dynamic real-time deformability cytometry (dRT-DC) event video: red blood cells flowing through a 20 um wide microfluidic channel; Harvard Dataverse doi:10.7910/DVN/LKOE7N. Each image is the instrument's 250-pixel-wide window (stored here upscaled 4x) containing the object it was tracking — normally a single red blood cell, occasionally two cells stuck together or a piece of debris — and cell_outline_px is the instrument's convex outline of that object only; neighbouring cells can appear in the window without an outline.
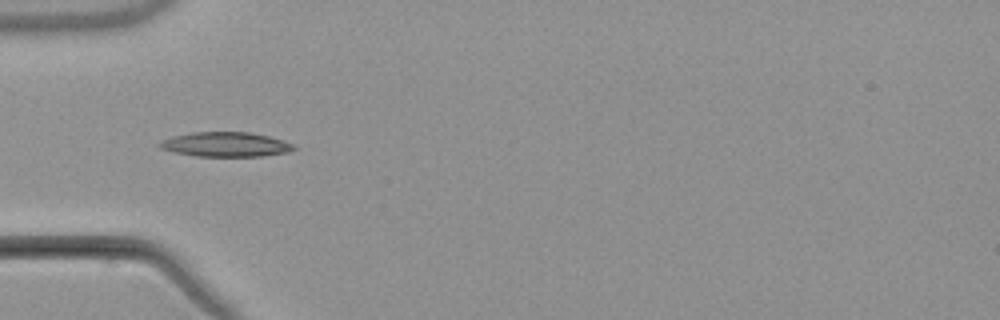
{"species": "common noctule bat (a hibernating species)", "species_latin": "Nyctalus noctula", "temperature_condition": "warm", "stored_images_in_passage": 6, "camera_frame_rate_fps": 3000, "um_per_image_px": 0.085, "animal": {"sex": "male", "body_mass_g": 21.5, "forearm_length_mm": 52.0}, "frame": {"image": 1, "passage_image": 5, "time_ms": 5.0, "image_size_px": [1000, 320], "cell_outline_px": [[296, 148], [288, 152], [264, 156], [196, 156], [176, 152], [160, 148], [156, 144], [160, 140], [172, 136], [192, 132], [248, 132], [268, 136], [292, 144]], "centroid_in_image_um": [19.12, 12.27], "position_along_channel_um": 65.9, "area_um2": 19.13}}
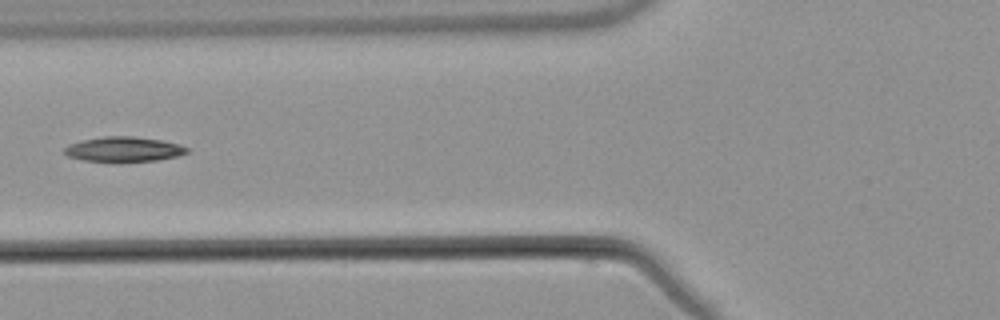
{"frame": {"image": 2, "passage_image": 6, "time_ms": 6.333, "image_size_px": [1000, 320], "cell_outline_px": [[192, 148], [188, 152], [176, 156], [156, 160], [84, 160], [68, 156], [64, 152], [64, 148], [68, 144], [80, 140], [104, 136], [132, 136], [160, 140], [180, 144]], "centroid_in_image_um": [10.53, 12.65], "position_along_channel_um": 115.3, "area_um2": 17.4}}